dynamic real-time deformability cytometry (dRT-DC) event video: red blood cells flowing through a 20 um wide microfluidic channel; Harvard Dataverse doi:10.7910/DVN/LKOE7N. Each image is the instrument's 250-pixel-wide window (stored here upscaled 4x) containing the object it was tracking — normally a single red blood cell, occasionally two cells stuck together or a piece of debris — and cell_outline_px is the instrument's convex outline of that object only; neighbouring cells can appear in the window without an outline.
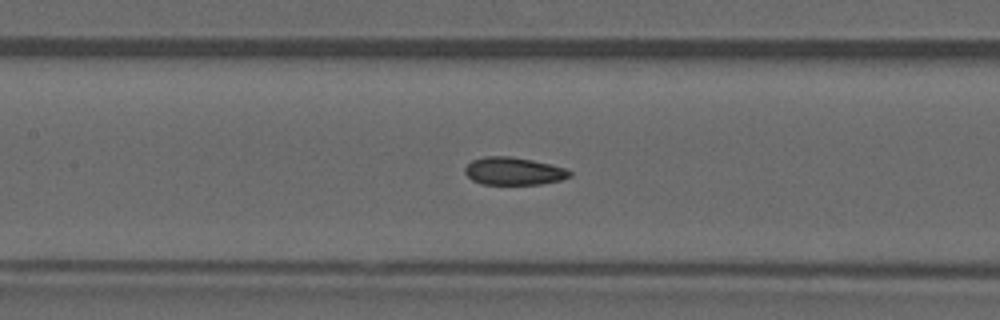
{"species": "common noctule bat (a hibernating species)", "species_latin": "Nyctalus noctula", "temperature_condition": "warm", "stored_images_in_passage": 36, "camera_frame_rate_fps": 3000, "um_per_image_px": 0.085, "animal": {"sex": "male", "forearm_length_mm": 52.5}, "frame": {"image": 1, "passage_image": 20, "time_ms": 6.333, "image_size_px": [1000, 320], "cell_outline_px": [[572, 176], [560, 180], [540, 184], [480, 184], [472, 180], [464, 172], [464, 168], [472, 160], [484, 156], [508, 156], [532, 160], [564, 168], [572, 172]], "centroid_in_image_um": [43.63, 14.55], "position_along_channel_um": 163.8, "area_um2": 16.82}}